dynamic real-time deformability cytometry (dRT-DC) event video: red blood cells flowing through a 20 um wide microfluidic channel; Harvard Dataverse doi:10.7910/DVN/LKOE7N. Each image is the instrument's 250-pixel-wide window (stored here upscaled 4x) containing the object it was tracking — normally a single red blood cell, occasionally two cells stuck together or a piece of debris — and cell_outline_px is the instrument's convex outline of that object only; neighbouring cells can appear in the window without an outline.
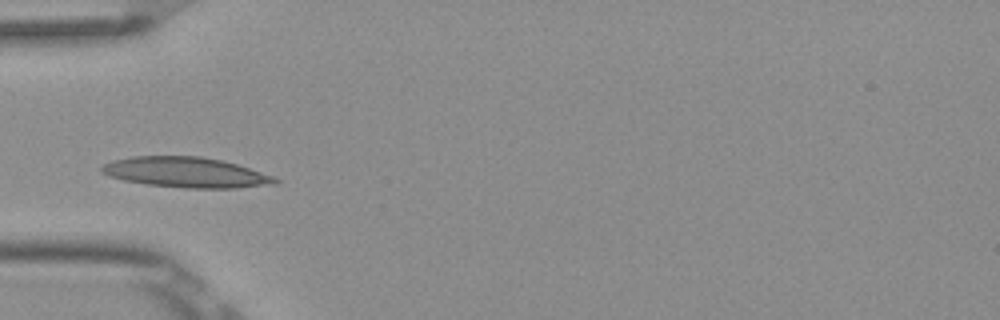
{"species": "Egyptian fruit bat (a non-hibernating species)", "species_latin": "Rousettus aegyptiacus", "temperature_condition": "room temperature", "stored_images_in_passage": 4, "camera_frame_rate_fps": 3000, "um_per_image_px": 0.085, "frame": {"image": 1, "passage_image": 4, "time_ms": 1.0, "image_size_px": [1000, 320], "cell_outline_px": [[280, 180], [276, 184], [236, 188], [188, 188], [148, 184], [124, 180], [108, 176], [100, 172], [100, 168], [104, 164], [112, 160], [132, 156], [200, 156], [220, 160], [236, 164], [272, 176]], "centroid_in_image_um": [15.76, 14.65], "position_along_channel_um": 69.2, "area_um2": 30.46}}